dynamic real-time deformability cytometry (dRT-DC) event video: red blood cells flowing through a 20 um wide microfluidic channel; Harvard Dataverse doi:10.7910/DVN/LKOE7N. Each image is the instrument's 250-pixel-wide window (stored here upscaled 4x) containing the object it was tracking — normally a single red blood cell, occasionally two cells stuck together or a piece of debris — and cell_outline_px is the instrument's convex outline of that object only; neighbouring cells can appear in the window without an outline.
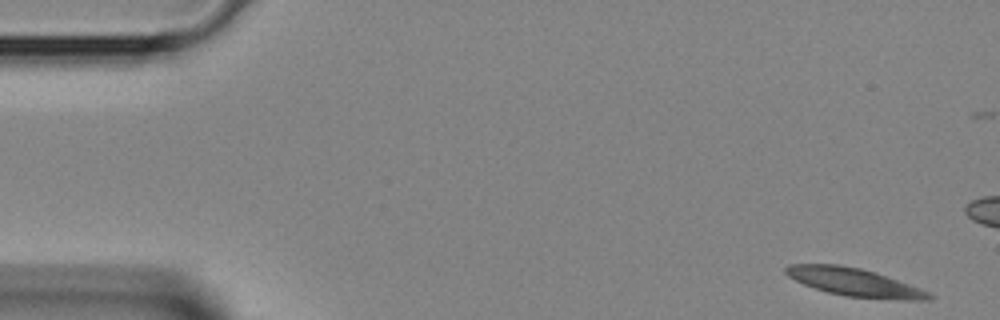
{"species": "Egyptian fruit bat (a non-hibernating species)", "species_latin": "Rousettus aegyptiacus", "temperature_condition": "room temperature", "stored_images_in_passage": 4, "camera_frame_rate_fps": 3000, "um_per_image_px": 0.085, "animal": {"sex": "female"}, "frame": {"image": 1, "passage_image": 1, "time_ms": 0.0, "image_size_px": [1000, 320], "cell_outline_px": [[936, 296], [932, 300], [904, 300], [844, 296], [828, 292], [804, 284], [788, 276], [784, 272], [784, 268], [788, 264], [840, 264], [860, 268], [876, 272], [920, 288]], "centroid_in_image_um": [72.65, 23.98], "position_along_channel_um": 12.4, "area_um2": 23.41}}
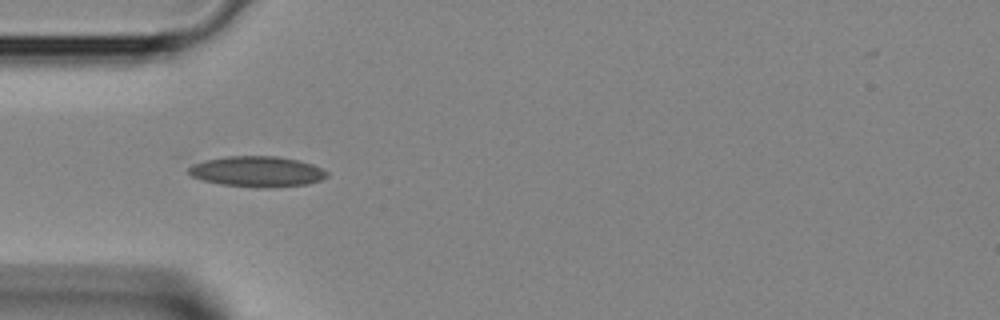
{"frame": {"image": 2, "passage_image": 4, "time_ms": 1.0, "image_size_px": [1000, 320], "cell_outline_px": [[328, 176], [320, 180], [308, 184], [268, 188], [256, 188], [220, 184], [204, 180], [192, 176], [188, 172], [188, 168], [192, 164], [204, 160], [224, 156], [276, 156], [300, 160], [312, 164], [328, 172]], "centroid_in_image_um": [21.85, 14.58], "position_along_channel_um": 63.1, "area_um2": 24.85}}